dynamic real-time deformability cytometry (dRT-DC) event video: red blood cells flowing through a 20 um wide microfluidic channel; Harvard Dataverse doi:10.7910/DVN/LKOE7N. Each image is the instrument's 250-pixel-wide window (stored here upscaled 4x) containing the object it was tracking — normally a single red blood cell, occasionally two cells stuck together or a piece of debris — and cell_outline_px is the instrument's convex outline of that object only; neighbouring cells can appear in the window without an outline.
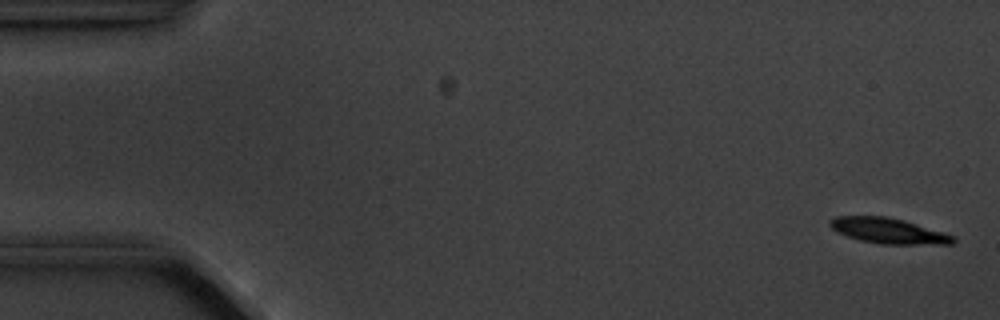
{"species": "common noctule bat (a hibernating species)", "species_latin": "Nyctalus noctula", "temperature_condition": "cold", "stored_images_in_passage": 5, "camera_frame_rate_fps": 3000, "um_per_image_px": 0.085, "animal": {"sex": "male", "body_mass_g": 20.1, "forearm_length_mm": 53.5}, "frame": {"image": 1, "passage_image": 1, "time_ms": 0.0, "image_size_px": [1000, 320], "cell_outline_px": [[956, 240], [952, 244], [880, 244], [860, 240], [836, 232], [828, 224], [828, 220], [836, 216], [888, 216], [944, 232], [956, 236]], "centroid_in_image_um": [75.5, 19.62], "position_along_channel_um": 9.5, "area_um2": 18.32}}